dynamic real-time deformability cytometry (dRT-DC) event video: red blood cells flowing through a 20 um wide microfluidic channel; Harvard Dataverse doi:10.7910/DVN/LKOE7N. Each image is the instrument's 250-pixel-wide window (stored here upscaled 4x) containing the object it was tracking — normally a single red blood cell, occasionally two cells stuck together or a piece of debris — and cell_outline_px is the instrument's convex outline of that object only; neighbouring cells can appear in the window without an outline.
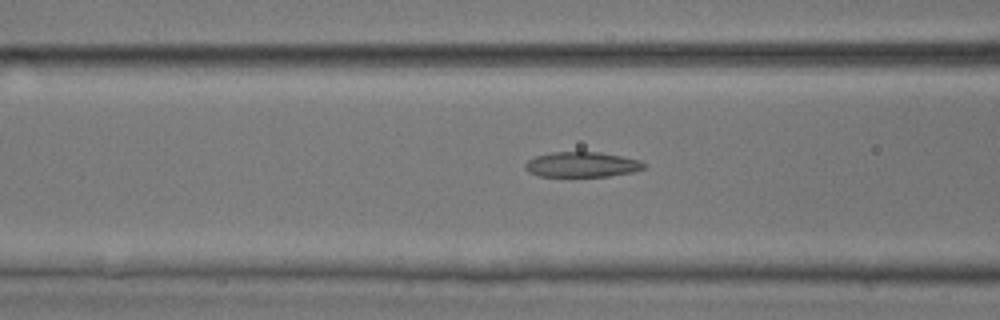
{"species": "common noctule bat (a hibernating species)", "species_latin": "Nyctalus noctula", "temperature_condition": "room temperature", "stored_images_in_passage": 49, "camera_frame_rate_fps": 3000, "um_per_image_px": 0.085, "animal": {"sex": "male", "body_mass_g": 17.9, "forearm_length_mm": 54.2}, "frame": {"image": 1, "passage_image": 20, "time_ms": 6.333, "image_size_px": [1000, 320], "cell_outline_px": [[644, 168], [632, 172], [608, 176], [540, 176], [528, 172], [524, 168], [524, 164], [528, 160], [536, 156], [552, 152], [600, 152], [640, 160], [644, 164]], "centroid_in_image_um": [49.42, 13.98], "position_along_channel_um": 117.2, "area_um2": 17.28}}
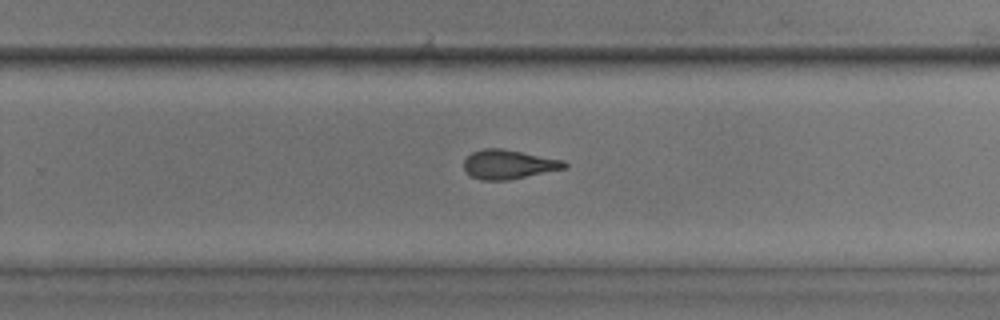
{"frame": {"image": 2, "passage_image": 32, "time_ms": 10.333, "image_size_px": [1000, 320], "cell_outline_px": [[568, 164], [564, 168], [508, 180], [480, 180], [472, 176], [464, 168], [464, 160], [472, 152], [484, 148], [500, 148], [564, 160]], "centroid_in_image_um": [43.21, 13.97], "position_along_channel_um": 286.6, "area_um2": 16.82}}
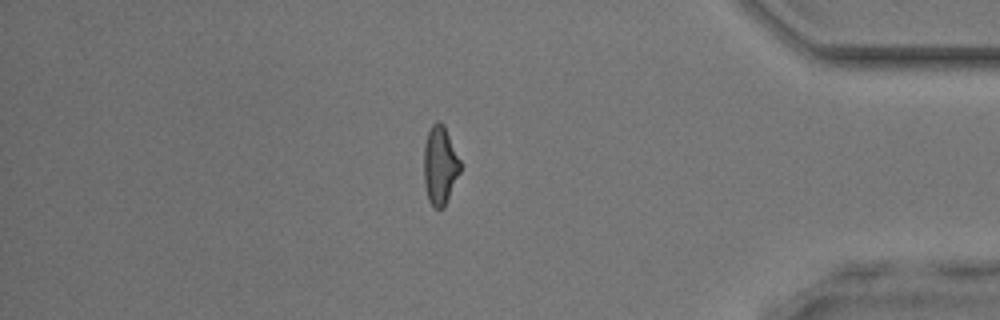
{"frame": {"image": 3, "passage_image": 42, "time_ms": 13.667, "image_size_px": [1000, 320], "cell_outline_px": [[460, 172], [444, 208], [436, 208], [428, 200], [424, 184], [424, 144], [428, 132], [432, 124], [436, 120], [440, 120], [444, 124], [460, 160]], "centroid_in_image_um": [37.39, 14.03], "position_along_channel_um": 397.8, "area_um2": 16.7}, "authors_computed_cell_mechanics": {"area_um2": 17.34, "velocity_mm_per_s": 4.2523, "shape_relaxation_time_tau1_ms": 9.9228, "shape_relaxation_time_tau2_ms": 2.3493, "deformation_change_tau1": 0.2613, "deformation_change_tau2": 0.122}}